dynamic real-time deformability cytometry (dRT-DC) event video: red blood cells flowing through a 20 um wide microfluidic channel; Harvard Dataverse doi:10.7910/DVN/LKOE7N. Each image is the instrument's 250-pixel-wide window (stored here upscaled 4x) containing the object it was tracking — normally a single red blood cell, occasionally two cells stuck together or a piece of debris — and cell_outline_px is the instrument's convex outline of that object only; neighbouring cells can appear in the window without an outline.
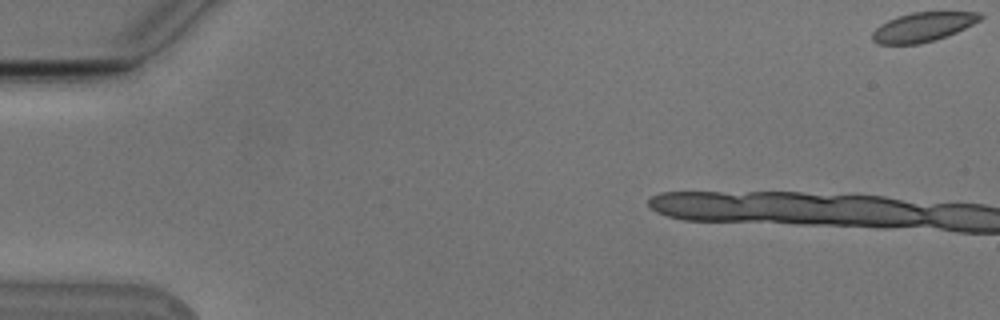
{"species": "Egyptian fruit bat (a non-hibernating species)", "species_latin": "Rousettus aegyptiacus", "temperature_condition": "cold", "stored_images_in_passage": 9, "camera_frame_rate_fps": 3000, "um_per_image_px": 0.085, "animal": {"sex": "male"}, "frame": {"image": 1, "passage_image": 1, "time_ms": 0.0, "image_size_px": [1000, 320], "cell_outline_px": [[984, 16], [980, 20], [956, 32], [936, 40], [920, 44], [880, 44], [872, 40], [872, 32], [880, 24], [896, 16], [912, 12], [980, 12]], "centroid_in_image_um": [78.43, 2.29], "position_along_channel_um": 6.6, "area_um2": 18.38}}